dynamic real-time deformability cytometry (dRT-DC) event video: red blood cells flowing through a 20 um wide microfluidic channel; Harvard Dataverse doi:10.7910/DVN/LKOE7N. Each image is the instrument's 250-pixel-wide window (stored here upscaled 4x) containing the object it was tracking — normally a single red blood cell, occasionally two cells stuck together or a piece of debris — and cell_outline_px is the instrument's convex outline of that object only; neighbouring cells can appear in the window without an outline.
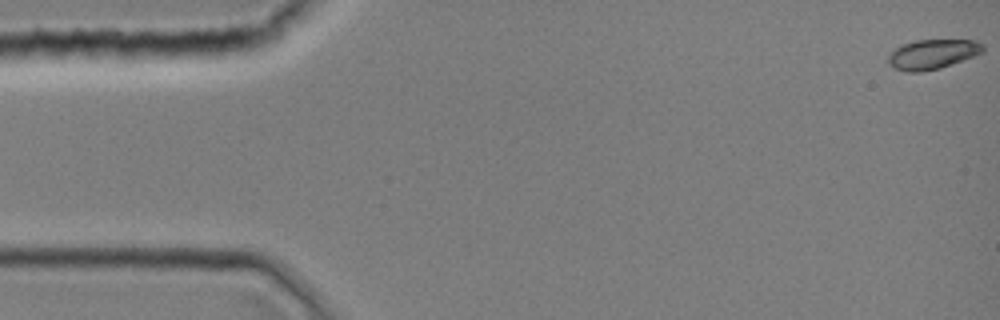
{"species": "common noctule bat (a hibernating species)", "species_latin": "Nyctalus noctula", "temperature_condition": "room temperature", "stored_images_in_passage": 4, "camera_frame_rate_fps": 3000, "um_per_image_px": 0.085, "animal": {"sex": "female", "body_mass_g": 19.0, "forearm_length_mm": 51.5}, "frame": {"image": 1, "passage_image": 1, "time_ms": 0.0, "image_size_px": [1000, 320], "cell_outline_px": [[984, 52], [940, 68], [920, 72], [908, 72], [896, 68], [888, 64], [888, 52], [900, 44], [916, 40], [976, 40], [984, 44]], "centroid_in_image_um": [79.23, 4.59], "position_along_channel_um": 5.8, "area_um2": 16.53}}